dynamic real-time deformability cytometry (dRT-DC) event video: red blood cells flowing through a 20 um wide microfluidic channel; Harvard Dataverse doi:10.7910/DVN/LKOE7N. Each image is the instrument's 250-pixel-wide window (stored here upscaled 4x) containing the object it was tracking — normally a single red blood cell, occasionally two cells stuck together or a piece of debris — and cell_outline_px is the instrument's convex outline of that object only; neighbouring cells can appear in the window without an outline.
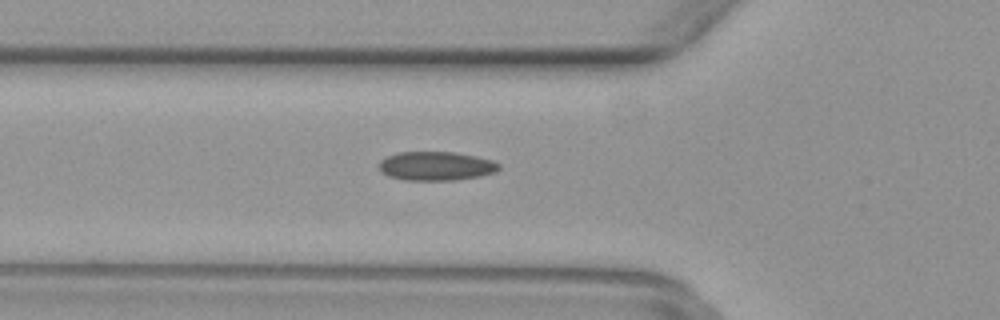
{"species": "common noctule bat (a hibernating species)", "species_latin": "Nyctalus noctula", "temperature_condition": "warm", "stored_images_in_passage": 33, "camera_frame_rate_fps": 3000, "um_per_image_px": 0.085, "animal": {"sex": "female", "body_mass_g": 29.2, "forearm_length_mm": 56.3}, "frame": {"image": 1, "passage_image": 3, "time_ms": 0.667, "image_size_px": [1000, 320], "cell_outline_px": [[500, 168], [496, 172], [480, 176], [456, 180], [408, 180], [388, 176], [380, 172], [380, 160], [388, 156], [400, 152], [452, 152], [476, 156], [492, 160], [500, 164]], "centroid_in_image_um": [37.09, 14.11], "position_along_channel_um": 88.7, "area_um2": 20.17}}
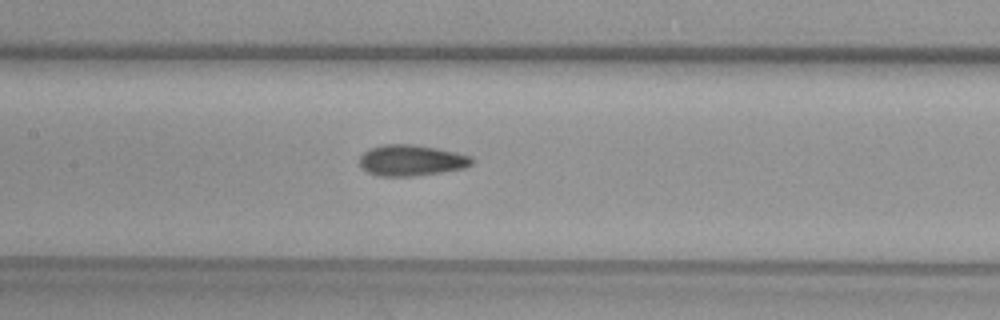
{"frame": {"image": 2, "passage_image": 9, "time_ms": 2.667, "image_size_px": [1000, 320], "cell_outline_px": [[472, 164], [464, 168], [440, 172], [412, 176], [376, 176], [360, 168], [360, 156], [368, 148], [384, 144], [412, 144], [436, 148], [456, 152], [472, 156]], "centroid_in_image_um": [34.92, 13.62], "position_along_channel_um": 172.5, "area_um2": 20.35}}
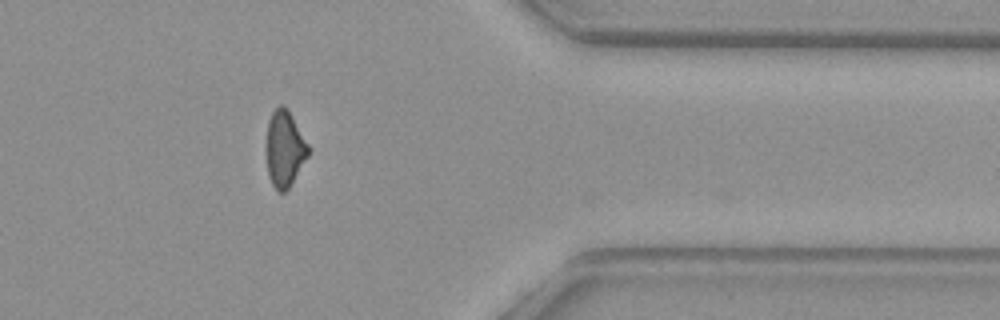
{"frame": {"image": 3, "passage_image": 26, "time_ms": 8.333, "image_size_px": [1000, 320], "cell_outline_px": [[308, 156], [288, 188], [284, 192], [280, 192], [272, 184], [268, 172], [268, 120], [272, 112], [280, 104], [288, 108], [308, 144]], "centroid_in_image_um": [24.21, 12.61], "position_along_channel_um": 387.2, "area_um2": 17.98}}